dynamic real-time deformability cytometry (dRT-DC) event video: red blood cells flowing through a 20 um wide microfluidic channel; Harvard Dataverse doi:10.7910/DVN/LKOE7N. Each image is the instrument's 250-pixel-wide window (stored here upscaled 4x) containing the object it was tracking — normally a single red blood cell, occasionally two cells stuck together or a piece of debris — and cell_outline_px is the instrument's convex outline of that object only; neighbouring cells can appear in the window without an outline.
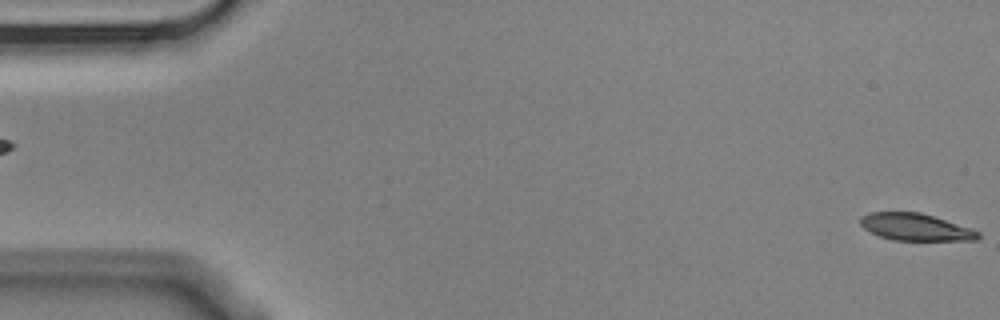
{"species": "Egyptian fruit bat (a non-hibernating species)", "species_latin": "Rousettus aegyptiacus", "temperature_condition": "cold", "stored_images_in_passage": 6, "segment_of_instrument_passage": [2, 2], "camera_frame_rate_fps": 3000, "um_per_image_px": 0.085, "animal": {"sex": "male"}, "frame": {"image": 1, "passage_image": 6, "time_ms": 1.667, "image_size_px": [1000, 320], "cell_outline_px": [[980, 236], [976, 240], [896, 240], [880, 236], [864, 228], [860, 224], [860, 216], [868, 212], [920, 212], [980, 232]], "centroid_in_image_um": [77.77, 19.29], "position_along_channel_um": 7.2, "area_um2": 18.21}}